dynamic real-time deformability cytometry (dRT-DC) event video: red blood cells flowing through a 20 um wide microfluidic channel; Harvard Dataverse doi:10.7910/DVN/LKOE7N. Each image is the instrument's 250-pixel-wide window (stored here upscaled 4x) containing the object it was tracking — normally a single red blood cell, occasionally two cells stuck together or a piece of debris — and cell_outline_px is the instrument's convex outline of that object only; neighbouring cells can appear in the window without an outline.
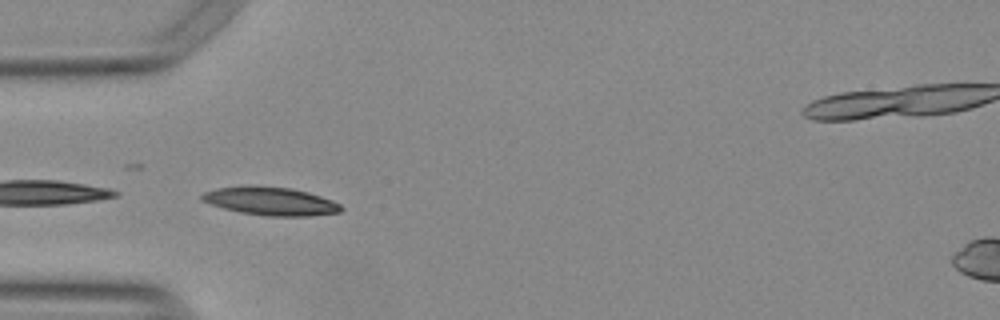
{"species": "Egyptian fruit bat (a non-hibernating species)", "species_latin": "Rousettus aegyptiacus", "temperature_condition": "warm", "stored_images_in_passage": 19, "camera_frame_rate_fps": 3000, "um_per_image_px": 0.085, "animal": {"sex": "female"}, "frame": {"image": 1, "passage_image": 4, "time_ms": 1.0, "image_size_px": [1000, 320], "cell_outline_px": [[344, 208], [340, 212], [308, 216], [268, 216], [240, 212], [224, 208], [200, 200], [200, 196], [204, 192], [216, 188], [292, 188], [308, 192], [332, 200], [340, 204]], "centroid_in_image_um": [23.06, 17.14], "position_along_channel_um": 61.9, "area_um2": 22.02}}